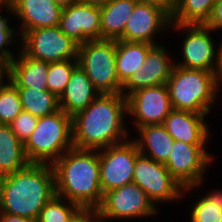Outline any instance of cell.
Instances as JSON below:
<instances>
[{"mask_svg":"<svg viewBox=\"0 0 222 222\" xmlns=\"http://www.w3.org/2000/svg\"><path fill=\"white\" fill-rule=\"evenodd\" d=\"M17 31H0V72L13 60L14 53L8 49L11 44H17L15 41L19 39V35L15 34ZM15 36L18 38L15 39ZM9 45V46H8Z\"/></svg>","mask_w":222,"mask_h":222,"instance_id":"1f68e13d","label":"cell"},{"mask_svg":"<svg viewBox=\"0 0 222 222\" xmlns=\"http://www.w3.org/2000/svg\"><path fill=\"white\" fill-rule=\"evenodd\" d=\"M139 1L158 6L164 11H166L170 16L173 15L178 4V0H139Z\"/></svg>","mask_w":222,"mask_h":222,"instance_id":"e575fe53","label":"cell"},{"mask_svg":"<svg viewBox=\"0 0 222 222\" xmlns=\"http://www.w3.org/2000/svg\"><path fill=\"white\" fill-rule=\"evenodd\" d=\"M125 117L127 99L122 93L99 94L72 117L74 148L99 150L127 141Z\"/></svg>","mask_w":222,"mask_h":222,"instance_id":"6da1fadb","label":"cell"},{"mask_svg":"<svg viewBox=\"0 0 222 222\" xmlns=\"http://www.w3.org/2000/svg\"><path fill=\"white\" fill-rule=\"evenodd\" d=\"M133 182L143 189L156 207L157 203L165 204L181 200L183 186L170 174L164 164L142 154L136 158Z\"/></svg>","mask_w":222,"mask_h":222,"instance_id":"8fae6325","label":"cell"},{"mask_svg":"<svg viewBox=\"0 0 222 222\" xmlns=\"http://www.w3.org/2000/svg\"><path fill=\"white\" fill-rule=\"evenodd\" d=\"M23 111L38 118L60 110L59 98L47 89L17 87Z\"/></svg>","mask_w":222,"mask_h":222,"instance_id":"d4e9b609","label":"cell"},{"mask_svg":"<svg viewBox=\"0 0 222 222\" xmlns=\"http://www.w3.org/2000/svg\"><path fill=\"white\" fill-rule=\"evenodd\" d=\"M127 117H134V129L146 125L163 124L172 110L166 84L139 89L126 96Z\"/></svg>","mask_w":222,"mask_h":222,"instance_id":"4fadbf2b","label":"cell"},{"mask_svg":"<svg viewBox=\"0 0 222 222\" xmlns=\"http://www.w3.org/2000/svg\"><path fill=\"white\" fill-rule=\"evenodd\" d=\"M209 113H194L172 109L163 125L174 140L188 144H207L211 131L205 121Z\"/></svg>","mask_w":222,"mask_h":222,"instance_id":"ac0fdd59","label":"cell"},{"mask_svg":"<svg viewBox=\"0 0 222 222\" xmlns=\"http://www.w3.org/2000/svg\"><path fill=\"white\" fill-rule=\"evenodd\" d=\"M77 65L78 59H70L62 62H48L47 90L60 98Z\"/></svg>","mask_w":222,"mask_h":222,"instance_id":"f1b7e54d","label":"cell"},{"mask_svg":"<svg viewBox=\"0 0 222 222\" xmlns=\"http://www.w3.org/2000/svg\"><path fill=\"white\" fill-rule=\"evenodd\" d=\"M22 110L17 87L0 72V124L10 125Z\"/></svg>","mask_w":222,"mask_h":222,"instance_id":"4316f807","label":"cell"},{"mask_svg":"<svg viewBox=\"0 0 222 222\" xmlns=\"http://www.w3.org/2000/svg\"><path fill=\"white\" fill-rule=\"evenodd\" d=\"M172 28L185 32L181 44L183 60L175 61L174 65L217 73L218 47L210 34L214 30L206 24H171L169 30Z\"/></svg>","mask_w":222,"mask_h":222,"instance_id":"ba28073f","label":"cell"},{"mask_svg":"<svg viewBox=\"0 0 222 222\" xmlns=\"http://www.w3.org/2000/svg\"><path fill=\"white\" fill-rule=\"evenodd\" d=\"M200 198L191 208V222H222V204L212 203L204 195Z\"/></svg>","mask_w":222,"mask_h":222,"instance_id":"f546056e","label":"cell"},{"mask_svg":"<svg viewBox=\"0 0 222 222\" xmlns=\"http://www.w3.org/2000/svg\"><path fill=\"white\" fill-rule=\"evenodd\" d=\"M100 7L78 1L64 7L59 20L60 30L79 45L101 39Z\"/></svg>","mask_w":222,"mask_h":222,"instance_id":"9a60e30c","label":"cell"},{"mask_svg":"<svg viewBox=\"0 0 222 222\" xmlns=\"http://www.w3.org/2000/svg\"><path fill=\"white\" fill-rule=\"evenodd\" d=\"M217 0H178L171 24H207Z\"/></svg>","mask_w":222,"mask_h":222,"instance_id":"484cf974","label":"cell"},{"mask_svg":"<svg viewBox=\"0 0 222 222\" xmlns=\"http://www.w3.org/2000/svg\"><path fill=\"white\" fill-rule=\"evenodd\" d=\"M3 11L2 8H0V12ZM9 18L2 16L0 14V31H15L16 29L9 24Z\"/></svg>","mask_w":222,"mask_h":222,"instance_id":"74e56055","label":"cell"},{"mask_svg":"<svg viewBox=\"0 0 222 222\" xmlns=\"http://www.w3.org/2000/svg\"><path fill=\"white\" fill-rule=\"evenodd\" d=\"M57 5H59L60 7L64 8V7H68L80 0H53Z\"/></svg>","mask_w":222,"mask_h":222,"instance_id":"b9f144b4","label":"cell"},{"mask_svg":"<svg viewBox=\"0 0 222 222\" xmlns=\"http://www.w3.org/2000/svg\"><path fill=\"white\" fill-rule=\"evenodd\" d=\"M164 45L156 44L148 52L144 65L137 68L122 85L121 93L127 95L139 89L166 84L174 66L170 52Z\"/></svg>","mask_w":222,"mask_h":222,"instance_id":"2e32d148","label":"cell"},{"mask_svg":"<svg viewBox=\"0 0 222 222\" xmlns=\"http://www.w3.org/2000/svg\"><path fill=\"white\" fill-rule=\"evenodd\" d=\"M18 49L16 57L1 71L3 75L16 87L47 89L48 62L33 59Z\"/></svg>","mask_w":222,"mask_h":222,"instance_id":"d6986e66","label":"cell"},{"mask_svg":"<svg viewBox=\"0 0 222 222\" xmlns=\"http://www.w3.org/2000/svg\"><path fill=\"white\" fill-rule=\"evenodd\" d=\"M70 222H104L98 209L81 208Z\"/></svg>","mask_w":222,"mask_h":222,"instance_id":"d6a6232c","label":"cell"},{"mask_svg":"<svg viewBox=\"0 0 222 222\" xmlns=\"http://www.w3.org/2000/svg\"><path fill=\"white\" fill-rule=\"evenodd\" d=\"M62 10L53 0H15L12 17L21 21L19 39L29 30L58 26Z\"/></svg>","mask_w":222,"mask_h":222,"instance_id":"e0dca14e","label":"cell"},{"mask_svg":"<svg viewBox=\"0 0 222 222\" xmlns=\"http://www.w3.org/2000/svg\"><path fill=\"white\" fill-rule=\"evenodd\" d=\"M74 148L72 117L61 109L38 118L35 130L24 143L29 163L53 165L65 152Z\"/></svg>","mask_w":222,"mask_h":222,"instance_id":"5b68a950","label":"cell"},{"mask_svg":"<svg viewBox=\"0 0 222 222\" xmlns=\"http://www.w3.org/2000/svg\"><path fill=\"white\" fill-rule=\"evenodd\" d=\"M172 109L210 113L222 86L217 73L173 66L166 83Z\"/></svg>","mask_w":222,"mask_h":222,"instance_id":"277c9868","label":"cell"},{"mask_svg":"<svg viewBox=\"0 0 222 222\" xmlns=\"http://www.w3.org/2000/svg\"><path fill=\"white\" fill-rule=\"evenodd\" d=\"M99 94L78 64L72 72L64 93L59 98L60 109L73 117L86 109Z\"/></svg>","mask_w":222,"mask_h":222,"instance_id":"ffe728a7","label":"cell"},{"mask_svg":"<svg viewBox=\"0 0 222 222\" xmlns=\"http://www.w3.org/2000/svg\"><path fill=\"white\" fill-rule=\"evenodd\" d=\"M171 16L158 6L138 1L130 15L123 35L118 40L147 44L156 43L157 33L171 26Z\"/></svg>","mask_w":222,"mask_h":222,"instance_id":"5bb4252c","label":"cell"},{"mask_svg":"<svg viewBox=\"0 0 222 222\" xmlns=\"http://www.w3.org/2000/svg\"><path fill=\"white\" fill-rule=\"evenodd\" d=\"M80 1L89 5L102 7L105 4L109 3L111 0H80Z\"/></svg>","mask_w":222,"mask_h":222,"instance_id":"60d3db41","label":"cell"},{"mask_svg":"<svg viewBox=\"0 0 222 222\" xmlns=\"http://www.w3.org/2000/svg\"><path fill=\"white\" fill-rule=\"evenodd\" d=\"M206 25L215 32L222 30V0H217L214 4L210 20Z\"/></svg>","mask_w":222,"mask_h":222,"instance_id":"836d02e7","label":"cell"},{"mask_svg":"<svg viewBox=\"0 0 222 222\" xmlns=\"http://www.w3.org/2000/svg\"><path fill=\"white\" fill-rule=\"evenodd\" d=\"M37 123L38 117L22 110L21 113L10 123V127L18 139L24 144L35 130Z\"/></svg>","mask_w":222,"mask_h":222,"instance_id":"4dcf8cb0","label":"cell"},{"mask_svg":"<svg viewBox=\"0 0 222 222\" xmlns=\"http://www.w3.org/2000/svg\"><path fill=\"white\" fill-rule=\"evenodd\" d=\"M56 195L51 164L29 163L25 168L0 178V212L36 222L40 210Z\"/></svg>","mask_w":222,"mask_h":222,"instance_id":"7a4b0ae2","label":"cell"},{"mask_svg":"<svg viewBox=\"0 0 222 222\" xmlns=\"http://www.w3.org/2000/svg\"><path fill=\"white\" fill-rule=\"evenodd\" d=\"M154 44L116 40V72L123 85L128 78L144 65L149 50Z\"/></svg>","mask_w":222,"mask_h":222,"instance_id":"cb8c5ba5","label":"cell"},{"mask_svg":"<svg viewBox=\"0 0 222 222\" xmlns=\"http://www.w3.org/2000/svg\"><path fill=\"white\" fill-rule=\"evenodd\" d=\"M28 164L24 144L10 125L0 124V178L20 171Z\"/></svg>","mask_w":222,"mask_h":222,"instance_id":"603a6c76","label":"cell"},{"mask_svg":"<svg viewBox=\"0 0 222 222\" xmlns=\"http://www.w3.org/2000/svg\"><path fill=\"white\" fill-rule=\"evenodd\" d=\"M222 40V38H221ZM218 46V70H217V76L220 82L222 83V41H220V44Z\"/></svg>","mask_w":222,"mask_h":222,"instance_id":"ab89813d","label":"cell"},{"mask_svg":"<svg viewBox=\"0 0 222 222\" xmlns=\"http://www.w3.org/2000/svg\"><path fill=\"white\" fill-rule=\"evenodd\" d=\"M138 139L134 138L139 153L165 164L170 156L174 138L167 132L163 124L138 127Z\"/></svg>","mask_w":222,"mask_h":222,"instance_id":"44dd1931","label":"cell"},{"mask_svg":"<svg viewBox=\"0 0 222 222\" xmlns=\"http://www.w3.org/2000/svg\"><path fill=\"white\" fill-rule=\"evenodd\" d=\"M115 56L116 40H88L78 47V64L100 94L121 93Z\"/></svg>","mask_w":222,"mask_h":222,"instance_id":"8992f818","label":"cell"},{"mask_svg":"<svg viewBox=\"0 0 222 222\" xmlns=\"http://www.w3.org/2000/svg\"><path fill=\"white\" fill-rule=\"evenodd\" d=\"M52 166L57 196L81 208L97 209L101 205L99 150L72 148Z\"/></svg>","mask_w":222,"mask_h":222,"instance_id":"3957f363","label":"cell"},{"mask_svg":"<svg viewBox=\"0 0 222 222\" xmlns=\"http://www.w3.org/2000/svg\"><path fill=\"white\" fill-rule=\"evenodd\" d=\"M20 40V49L36 60L62 62L78 59L79 44L66 36L59 26L29 30Z\"/></svg>","mask_w":222,"mask_h":222,"instance_id":"30bf717a","label":"cell"},{"mask_svg":"<svg viewBox=\"0 0 222 222\" xmlns=\"http://www.w3.org/2000/svg\"><path fill=\"white\" fill-rule=\"evenodd\" d=\"M204 196L212 203L222 204V190L216 189L206 195L204 194Z\"/></svg>","mask_w":222,"mask_h":222,"instance_id":"8d00e7d4","label":"cell"},{"mask_svg":"<svg viewBox=\"0 0 222 222\" xmlns=\"http://www.w3.org/2000/svg\"><path fill=\"white\" fill-rule=\"evenodd\" d=\"M139 0H111L100 7L101 39L118 40Z\"/></svg>","mask_w":222,"mask_h":222,"instance_id":"7402d4cb","label":"cell"},{"mask_svg":"<svg viewBox=\"0 0 222 222\" xmlns=\"http://www.w3.org/2000/svg\"><path fill=\"white\" fill-rule=\"evenodd\" d=\"M15 0H0V8H3L6 12H10L7 15H13V7Z\"/></svg>","mask_w":222,"mask_h":222,"instance_id":"f35d334b","label":"cell"},{"mask_svg":"<svg viewBox=\"0 0 222 222\" xmlns=\"http://www.w3.org/2000/svg\"><path fill=\"white\" fill-rule=\"evenodd\" d=\"M103 221L150 218L157 216L158 207L149 199L143 189L134 182L113 189L103 195L97 208ZM142 217V218H141Z\"/></svg>","mask_w":222,"mask_h":222,"instance_id":"9c48e42d","label":"cell"},{"mask_svg":"<svg viewBox=\"0 0 222 222\" xmlns=\"http://www.w3.org/2000/svg\"><path fill=\"white\" fill-rule=\"evenodd\" d=\"M0 222H34V221L26 217L15 216L0 212Z\"/></svg>","mask_w":222,"mask_h":222,"instance_id":"d590c367","label":"cell"},{"mask_svg":"<svg viewBox=\"0 0 222 222\" xmlns=\"http://www.w3.org/2000/svg\"><path fill=\"white\" fill-rule=\"evenodd\" d=\"M80 209L78 204L55 195L40 210L36 222H70Z\"/></svg>","mask_w":222,"mask_h":222,"instance_id":"83f0119b","label":"cell"},{"mask_svg":"<svg viewBox=\"0 0 222 222\" xmlns=\"http://www.w3.org/2000/svg\"><path fill=\"white\" fill-rule=\"evenodd\" d=\"M205 145L174 141L170 156L164 165L183 186L182 197L185 193L188 194L191 190L203 186L202 183L205 182L204 173L214 158Z\"/></svg>","mask_w":222,"mask_h":222,"instance_id":"52a82bcc","label":"cell"},{"mask_svg":"<svg viewBox=\"0 0 222 222\" xmlns=\"http://www.w3.org/2000/svg\"><path fill=\"white\" fill-rule=\"evenodd\" d=\"M139 150L133 139L99 149L100 189L103 195L133 182Z\"/></svg>","mask_w":222,"mask_h":222,"instance_id":"7c38bea8","label":"cell"}]
</instances>
